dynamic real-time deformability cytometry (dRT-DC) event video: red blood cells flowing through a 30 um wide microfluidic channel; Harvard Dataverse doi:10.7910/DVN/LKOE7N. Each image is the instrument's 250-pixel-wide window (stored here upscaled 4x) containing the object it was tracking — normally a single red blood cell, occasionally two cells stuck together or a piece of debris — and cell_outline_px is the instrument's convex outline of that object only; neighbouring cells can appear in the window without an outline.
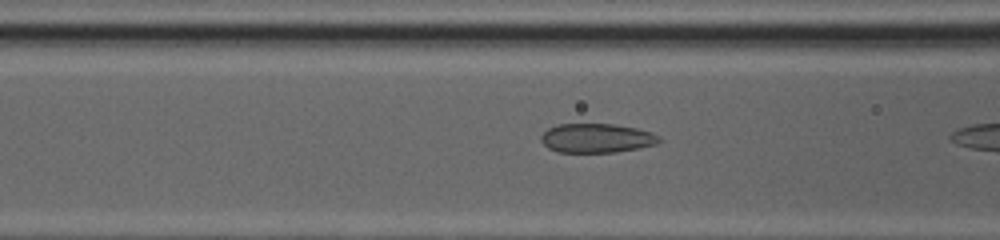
{"species": "common noctule bat (a hibernating species)", "species_latin": "Nyctalus noctula", "temperature_condition": "cold", "stored_images_in_passage": 6, "camera_frame_rate_fps": 3000, "um_per_image_px": 0.085, "animal": {"sex": "female", "body_mass_g": 20.0, "forearm_length_mm": 54.0}, "frame": {"image": 1, "passage_image": 5, "time_ms": 1.333, "image_size_px": [1000, 240], "cell_outline_px": [[660, 140], [656, 144], [640, 148], [616, 152], [556, 152], [548, 148], [540, 140], [540, 136], [548, 128], [556, 124], [612, 124], [636, 128], [652, 132], [660, 136]], "centroid_in_image_um": [50.7, 11.74], "position_along_channel_um": 115.9, "area_um2": 20.17}}